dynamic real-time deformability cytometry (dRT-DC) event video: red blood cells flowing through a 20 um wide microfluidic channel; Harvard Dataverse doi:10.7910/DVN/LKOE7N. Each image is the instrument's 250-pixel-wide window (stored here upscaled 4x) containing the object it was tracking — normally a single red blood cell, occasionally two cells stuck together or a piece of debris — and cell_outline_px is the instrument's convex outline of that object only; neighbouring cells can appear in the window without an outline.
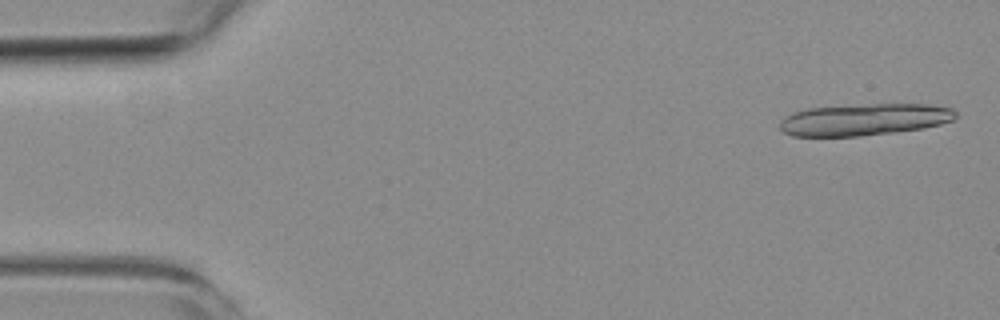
{"species": "common noctule bat (a hibernating species)", "species_latin": "Nyctalus noctula", "temperature_condition": "room temperature", "stored_images_in_passage": 4, "camera_frame_rate_fps": 3000, "um_per_image_px": 0.085, "animal": {"sex": "female", "body_mass_g": 19.3, "forearm_length_mm": 54.1}, "frame": {"image": 1, "passage_image": 1, "time_ms": 0.0, "image_size_px": [1000, 320], "cell_outline_px": [[956, 116], [952, 120], [940, 124], [924, 128], [896, 132], [860, 136], [792, 136], [784, 132], [780, 128], [780, 120], [784, 116], [792, 112], [808, 108], [872, 104], [928, 104], [952, 108], [956, 112]], "centroid_in_image_um": [73.45, 10.16], "position_along_channel_um": 11.6, "area_um2": 32.66}}